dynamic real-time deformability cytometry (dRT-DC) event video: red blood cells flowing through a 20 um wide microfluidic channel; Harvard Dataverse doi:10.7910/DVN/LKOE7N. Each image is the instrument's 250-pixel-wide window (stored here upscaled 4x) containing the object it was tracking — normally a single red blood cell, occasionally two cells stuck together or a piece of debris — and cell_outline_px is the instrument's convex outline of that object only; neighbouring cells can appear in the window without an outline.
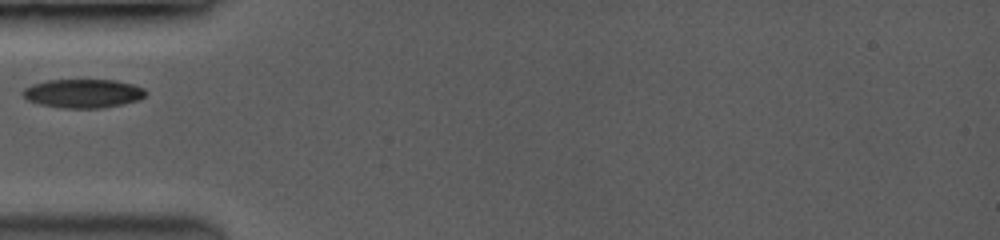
{"species": "common noctule bat (a hibernating species)", "species_latin": "Nyctalus noctula", "temperature_condition": "room temperature", "stored_images_in_passage": 2, "camera_frame_rate_fps": 3500, "um_per_image_px": 0.085, "animal": {"sex": "female", "body_mass_g": 19.0, "forearm_length_mm": 53.3}, "frame": {"image": 1, "passage_image": 2, "time_ms": 0.857, "image_size_px": [1000, 240], "cell_outline_px": [[144, 96], [136, 100], [120, 104], [96, 108], [64, 108], [40, 104], [28, 100], [24, 96], [24, 88], [32, 84], [48, 80], [116, 80], [132, 84], [144, 88]], "centroid_in_image_um": [7.03, 7.93], "position_along_channel_um": 78.0, "area_um2": 20.17}}